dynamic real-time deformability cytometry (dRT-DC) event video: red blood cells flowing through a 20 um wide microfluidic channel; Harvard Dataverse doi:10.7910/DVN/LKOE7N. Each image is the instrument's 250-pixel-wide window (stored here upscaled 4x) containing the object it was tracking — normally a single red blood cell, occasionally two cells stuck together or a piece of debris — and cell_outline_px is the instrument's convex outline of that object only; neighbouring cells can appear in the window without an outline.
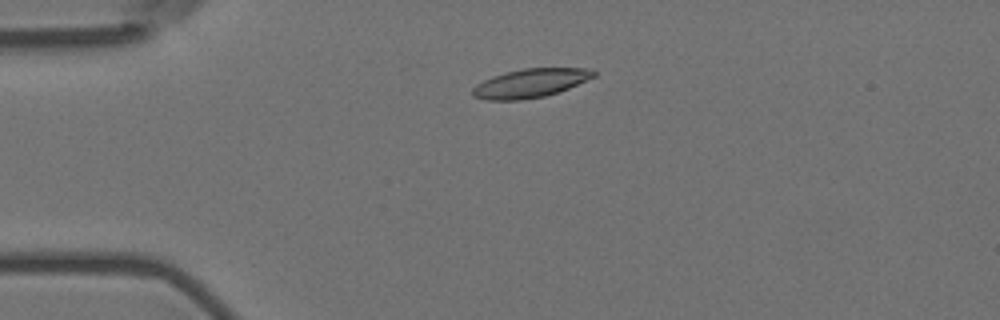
{"species": "Egyptian fruit bat (a non-hibernating species)", "species_latin": "Rousettus aegyptiacus", "temperature_condition": "room temperature", "stored_images_in_passage": 4, "camera_frame_rate_fps": 3000, "um_per_image_px": 0.085, "animal": {"sex": "female"}, "frame": {"image": 1, "passage_image": 3, "time_ms": 0.667, "image_size_px": [1000, 320], "cell_outline_px": [[596, 76], [568, 88], [544, 96], [520, 100], [488, 100], [472, 96], [472, 88], [476, 84], [492, 76], [524, 68], [592, 68], [596, 72]], "centroid_in_image_um": [45.08, 7.06], "position_along_channel_um": 39.9, "area_um2": 20.17}}